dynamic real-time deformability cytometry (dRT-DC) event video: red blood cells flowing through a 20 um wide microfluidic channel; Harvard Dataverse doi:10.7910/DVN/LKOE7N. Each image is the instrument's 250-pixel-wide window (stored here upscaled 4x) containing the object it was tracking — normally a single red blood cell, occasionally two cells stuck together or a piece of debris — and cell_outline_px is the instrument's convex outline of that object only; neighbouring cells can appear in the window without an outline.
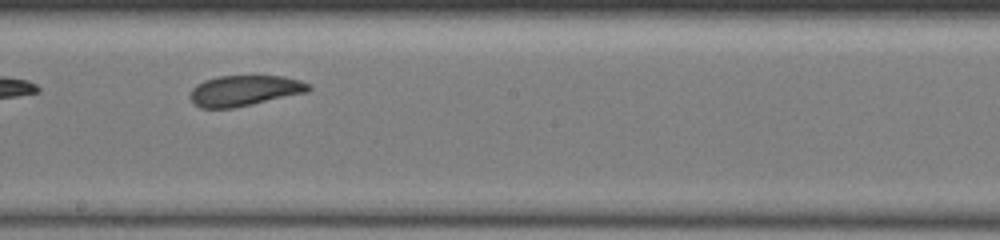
{"species": "common noctule bat (a hibernating species)", "species_latin": "Nyctalus noctula", "temperature_condition": "warm", "stored_images_in_passage": 14, "camera_frame_rate_fps": 3000, "um_per_image_px": 0.085, "animal": {"sex": "female", "body_mass_g": 19.5, "forearm_length_mm": 54.1}, "frame": {"image": 1, "passage_image": 8, "time_ms": 6.0, "image_size_px": [1000, 240], "cell_outline_px": [[312, 88], [308, 92], [252, 104], [232, 108], [200, 108], [192, 104], [188, 96], [192, 88], [196, 84], [204, 80], [220, 76], [284, 76], [300, 80], [308, 84]], "centroid_in_image_um": [20.73, 7.71], "position_along_channel_um": 227.5, "area_um2": 21.27}, "authors_computed_cell_mechanics": {"area_um2": 21.2993, "velocity_mm_per_s": 2.3139, "shape_relaxation_time_tau1_ms": 3.303, "shape_relaxation_time_tau2_ms": 9.0169, "deformation_change_tau1": 0.129, "deformation_change_tau2": 0.1585}}